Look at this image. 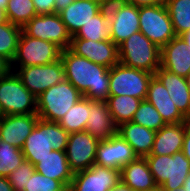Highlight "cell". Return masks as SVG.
<instances>
[{
  "mask_svg": "<svg viewBox=\"0 0 190 191\" xmlns=\"http://www.w3.org/2000/svg\"><path fill=\"white\" fill-rule=\"evenodd\" d=\"M89 118L85 130L99 141L117 134L118 126L112 119L106 101L89 99Z\"/></svg>",
  "mask_w": 190,
  "mask_h": 191,
  "instance_id": "19",
  "label": "cell"
},
{
  "mask_svg": "<svg viewBox=\"0 0 190 191\" xmlns=\"http://www.w3.org/2000/svg\"><path fill=\"white\" fill-rule=\"evenodd\" d=\"M119 63L154 74L160 67L161 49L138 31L119 46Z\"/></svg>",
  "mask_w": 190,
  "mask_h": 191,
  "instance_id": "3",
  "label": "cell"
},
{
  "mask_svg": "<svg viewBox=\"0 0 190 191\" xmlns=\"http://www.w3.org/2000/svg\"><path fill=\"white\" fill-rule=\"evenodd\" d=\"M137 158L128 142L116 134L110 139L99 141L94 164L120 171L124 165Z\"/></svg>",
  "mask_w": 190,
  "mask_h": 191,
  "instance_id": "16",
  "label": "cell"
},
{
  "mask_svg": "<svg viewBox=\"0 0 190 191\" xmlns=\"http://www.w3.org/2000/svg\"><path fill=\"white\" fill-rule=\"evenodd\" d=\"M124 1L137 7L166 4V0H124Z\"/></svg>",
  "mask_w": 190,
  "mask_h": 191,
  "instance_id": "38",
  "label": "cell"
},
{
  "mask_svg": "<svg viewBox=\"0 0 190 191\" xmlns=\"http://www.w3.org/2000/svg\"><path fill=\"white\" fill-rule=\"evenodd\" d=\"M62 49L56 44L33 38L23 31L20 34L17 51L10 64V70L14 71V64L17 67H28L35 65H47L61 59Z\"/></svg>",
  "mask_w": 190,
  "mask_h": 191,
  "instance_id": "7",
  "label": "cell"
},
{
  "mask_svg": "<svg viewBox=\"0 0 190 191\" xmlns=\"http://www.w3.org/2000/svg\"><path fill=\"white\" fill-rule=\"evenodd\" d=\"M170 97L167 88L153 76L148 85L146 100L156 108L166 124L187 122Z\"/></svg>",
  "mask_w": 190,
  "mask_h": 191,
  "instance_id": "20",
  "label": "cell"
},
{
  "mask_svg": "<svg viewBox=\"0 0 190 191\" xmlns=\"http://www.w3.org/2000/svg\"><path fill=\"white\" fill-rule=\"evenodd\" d=\"M111 40L119 46L139 29V7L124 0H114L108 7Z\"/></svg>",
  "mask_w": 190,
  "mask_h": 191,
  "instance_id": "12",
  "label": "cell"
},
{
  "mask_svg": "<svg viewBox=\"0 0 190 191\" xmlns=\"http://www.w3.org/2000/svg\"><path fill=\"white\" fill-rule=\"evenodd\" d=\"M183 38L187 46H190V29L180 35Z\"/></svg>",
  "mask_w": 190,
  "mask_h": 191,
  "instance_id": "46",
  "label": "cell"
},
{
  "mask_svg": "<svg viewBox=\"0 0 190 191\" xmlns=\"http://www.w3.org/2000/svg\"><path fill=\"white\" fill-rule=\"evenodd\" d=\"M186 79V82H187V86H188V89L190 91V72L188 73V75L185 77Z\"/></svg>",
  "mask_w": 190,
  "mask_h": 191,
  "instance_id": "49",
  "label": "cell"
},
{
  "mask_svg": "<svg viewBox=\"0 0 190 191\" xmlns=\"http://www.w3.org/2000/svg\"><path fill=\"white\" fill-rule=\"evenodd\" d=\"M154 76L167 88L180 113L190 120V91L186 79L161 67L156 70Z\"/></svg>",
  "mask_w": 190,
  "mask_h": 191,
  "instance_id": "21",
  "label": "cell"
},
{
  "mask_svg": "<svg viewBox=\"0 0 190 191\" xmlns=\"http://www.w3.org/2000/svg\"><path fill=\"white\" fill-rule=\"evenodd\" d=\"M10 70V64L0 56V77Z\"/></svg>",
  "mask_w": 190,
  "mask_h": 191,
  "instance_id": "42",
  "label": "cell"
},
{
  "mask_svg": "<svg viewBox=\"0 0 190 191\" xmlns=\"http://www.w3.org/2000/svg\"><path fill=\"white\" fill-rule=\"evenodd\" d=\"M139 29L160 49L176 36L165 4L139 7Z\"/></svg>",
  "mask_w": 190,
  "mask_h": 191,
  "instance_id": "9",
  "label": "cell"
},
{
  "mask_svg": "<svg viewBox=\"0 0 190 191\" xmlns=\"http://www.w3.org/2000/svg\"><path fill=\"white\" fill-rule=\"evenodd\" d=\"M176 36L190 29V0H166Z\"/></svg>",
  "mask_w": 190,
  "mask_h": 191,
  "instance_id": "30",
  "label": "cell"
},
{
  "mask_svg": "<svg viewBox=\"0 0 190 191\" xmlns=\"http://www.w3.org/2000/svg\"><path fill=\"white\" fill-rule=\"evenodd\" d=\"M66 187L59 181L43 176L37 171L30 177L25 191H64Z\"/></svg>",
  "mask_w": 190,
  "mask_h": 191,
  "instance_id": "36",
  "label": "cell"
},
{
  "mask_svg": "<svg viewBox=\"0 0 190 191\" xmlns=\"http://www.w3.org/2000/svg\"><path fill=\"white\" fill-rule=\"evenodd\" d=\"M72 38L92 41L111 40V26L108 20L107 7H104L98 14L93 16Z\"/></svg>",
  "mask_w": 190,
  "mask_h": 191,
  "instance_id": "27",
  "label": "cell"
},
{
  "mask_svg": "<svg viewBox=\"0 0 190 191\" xmlns=\"http://www.w3.org/2000/svg\"><path fill=\"white\" fill-rule=\"evenodd\" d=\"M161 191H172V190H169V189H161ZM174 191V190H173ZM175 191H178V189H176Z\"/></svg>",
  "mask_w": 190,
  "mask_h": 191,
  "instance_id": "51",
  "label": "cell"
},
{
  "mask_svg": "<svg viewBox=\"0 0 190 191\" xmlns=\"http://www.w3.org/2000/svg\"><path fill=\"white\" fill-rule=\"evenodd\" d=\"M121 181L120 171L93 164L74 173L69 191H110Z\"/></svg>",
  "mask_w": 190,
  "mask_h": 191,
  "instance_id": "14",
  "label": "cell"
},
{
  "mask_svg": "<svg viewBox=\"0 0 190 191\" xmlns=\"http://www.w3.org/2000/svg\"><path fill=\"white\" fill-rule=\"evenodd\" d=\"M133 123L142 125L155 132L166 125L156 108L146 99L142 100L132 119Z\"/></svg>",
  "mask_w": 190,
  "mask_h": 191,
  "instance_id": "33",
  "label": "cell"
},
{
  "mask_svg": "<svg viewBox=\"0 0 190 191\" xmlns=\"http://www.w3.org/2000/svg\"><path fill=\"white\" fill-rule=\"evenodd\" d=\"M82 97L73 84L63 79L37 97V115L40 119L58 122Z\"/></svg>",
  "mask_w": 190,
  "mask_h": 191,
  "instance_id": "6",
  "label": "cell"
},
{
  "mask_svg": "<svg viewBox=\"0 0 190 191\" xmlns=\"http://www.w3.org/2000/svg\"><path fill=\"white\" fill-rule=\"evenodd\" d=\"M8 22L7 14L5 9L0 8V24H4Z\"/></svg>",
  "mask_w": 190,
  "mask_h": 191,
  "instance_id": "45",
  "label": "cell"
},
{
  "mask_svg": "<svg viewBox=\"0 0 190 191\" xmlns=\"http://www.w3.org/2000/svg\"><path fill=\"white\" fill-rule=\"evenodd\" d=\"M32 2L37 15L55 13V0H32Z\"/></svg>",
  "mask_w": 190,
  "mask_h": 191,
  "instance_id": "37",
  "label": "cell"
},
{
  "mask_svg": "<svg viewBox=\"0 0 190 191\" xmlns=\"http://www.w3.org/2000/svg\"><path fill=\"white\" fill-rule=\"evenodd\" d=\"M149 191H161V189H160V187H157V188H155L153 190H149Z\"/></svg>",
  "mask_w": 190,
  "mask_h": 191,
  "instance_id": "50",
  "label": "cell"
},
{
  "mask_svg": "<svg viewBox=\"0 0 190 191\" xmlns=\"http://www.w3.org/2000/svg\"><path fill=\"white\" fill-rule=\"evenodd\" d=\"M5 11L8 21L21 28L37 15L32 0H8Z\"/></svg>",
  "mask_w": 190,
  "mask_h": 191,
  "instance_id": "32",
  "label": "cell"
},
{
  "mask_svg": "<svg viewBox=\"0 0 190 191\" xmlns=\"http://www.w3.org/2000/svg\"><path fill=\"white\" fill-rule=\"evenodd\" d=\"M34 172V165L25 159L7 178L14 191H25L27 182Z\"/></svg>",
  "mask_w": 190,
  "mask_h": 191,
  "instance_id": "35",
  "label": "cell"
},
{
  "mask_svg": "<svg viewBox=\"0 0 190 191\" xmlns=\"http://www.w3.org/2000/svg\"><path fill=\"white\" fill-rule=\"evenodd\" d=\"M110 191H134L131 187L123 184L121 181Z\"/></svg>",
  "mask_w": 190,
  "mask_h": 191,
  "instance_id": "43",
  "label": "cell"
},
{
  "mask_svg": "<svg viewBox=\"0 0 190 191\" xmlns=\"http://www.w3.org/2000/svg\"><path fill=\"white\" fill-rule=\"evenodd\" d=\"M37 113V98L23 85L15 70L0 77V116Z\"/></svg>",
  "mask_w": 190,
  "mask_h": 191,
  "instance_id": "4",
  "label": "cell"
},
{
  "mask_svg": "<svg viewBox=\"0 0 190 191\" xmlns=\"http://www.w3.org/2000/svg\"><path fill=\"white\" fill-rule=\"evenodd\" d=\"M8 0H0V8L5 9L7 7Z\"/></svg>",
  "mask_w": 190,
  "mask_h": 191,
  "instance_id": "48",
  "label": "cell"
},
{
  "mask_svg": "<svg viewBox=\"0 0 190 191\" xmlns=\"http://www.w3.org/2000/svg\"><path fill=\"white\" fill-rule=\"evenodd\" d=\"M0 191H14L7 177L0 176Z\"/></svg>",
  "mask_w": 190,
  "mask_h": 191,
  "instance_id": "41",
  "label": "cell"
},
{
  "mask_svg": "<svg viewBox=\"0 0 190 191\" xmlns=\"http://www.w3.org/2000/svg\"><path fill=\"white\" fill-rule=\"evenodd\" d=\"M89 99L80 98L58 121L59 125L69 134L84 131L89 118Z\"/></svg>",
  "mask_w": 190,
  "mask_h": 191,
  "instance_id": "29",
  "label": "cell"
},
{
  "mask_svg": "<svg viewBox=\"0 0 190 191\" xmlns=\"http://www.w3.org/2000/svg\"><path fill=\"white\" fill-rule=\"evenodd\" d=\"M61 60L67 79L90 100L106 101L109 97V68L96 64L73 53L69 48L62 50Z\"/></svg>",
  "mask_w": 190,
  "mask_h": 191,
  "instance_id": "1",
  "label": "cell"
},
{
  "mask_svg": "<svg viewBox=\"0 0 190 191\" xmlns=\"http://www.w3.org/2000/svg\"><path fill=\"white\" fill-rule=\"evenodd\" d=\"M98 144L99 140L86 130L69 134L65 152L74 173L86 170L95 163Z\"/></svg>",
  "mask_w": 190,
  "mask_h": 191,
  "instance_id": "13",
  "label": "cell"
},
{
  "mask_svg": "<svg viewBox=\"0 0 190 191\" xmlns=\"http://www.w3.org/2000/svg\"><path fill=\"white\" fill-rule=\"evenodd\" d=\"M68 137L69 133L58 122L39 118L22 147V153L25 159L35 165L53 150L65 151Z\"/></svg>",
  "mask_w": 190,
  "mask_h": 191,
  "instance_id": "2",
  "label": "cell"
},
{
  "mask_svg": "<svg viewBox=\"0 0 190 191\" xmlns=\"http://www.w3.org/2000/svg\"><path fill=\"white\" fill-rule=\"evenodd\" d=\"M160 67L186 77L190 72V46L180 36H175L161 48Z\"/></svg>",
  "mask_w": 190,
  "mask_h": 191,
  "instance_id": "18",
  "label": "cell"
},
{
  "mask_svg": "<svg viewBox=\"0 0 190 191\" xmlns=\"http://www.w3.org/2000/svg\"><path fill=\"white\" fill-rule=\"evenodd\" d=\"M178 191H190V172L183 184V187L178 188Z\"/></svg>",
  "mask_w": 190,
  "mask_h": 191,
  "instance_id": "44",
  "label": "cell"
},
{
  "mask_svg": "<svg viewBox=\"0 0 190 191\" xmlns=\"http://www.w3.org/2000/svg\"><path fill=\"white\" fill-rule=\"evenodd\" d=\"M182 152L190 160V120H187L186 122V132Z\"/></svg>",
  "mask_w": 190,
  "mask_h": 191,
  "instance_id": "39",
  "label": "cell"
},
{
  "mask_svg": "<svg viewBox=\"0 0 190 191\" xmlns=\"http://www.w3.org/2000/svg\"><path fill=\"white\" fill-rule=\"evenodd\" d=\"M22 31L33 38L52 42L62 50L70 47L72 36L59 14L35 15Z\"/></svg>",
  "mask_w": 190,
  "mask_h": 191,
  "instance_id": "10",
  "label": "cell"
},
{
  "mask_svg": "<svg viewBox=\"0 0 190 191\" xmlns=\"http://www.w3.org/2000/svg\"><path fill=\"white\" fill-rule=\"evenodd\" d=\"M186 122L166 124L156 132L150 155H173L182 151Z\"/></svg>",
  "mask_w": 190,
  "mask_h": 191,
  "instance_id": "23",
  "label": "cell"
},
{
  "mask_svg": "<svg viewBox=\"0 0 190 191\" xmlns=\"http://www.w3.org/2000/svg\"><path fill=\"white\" fill-rule=\"evenodd\" d=\"M25 160L22 149L0 140V176L8 177Z\"/></svg>",
  "mask_w": 190,
  "mask_h": 191,
  "instance_id": "34",
  "label": "cell"
},
{
  "mask_svg": "<svg viewBox=\"0 0 190 191\" xmlns=\"http://www.w3.org/2000/svg\"><path fill=\"white\" fill-rule=\"evenodd\" d=\"M38 119L37 113L0 116V140L22 149Z\"/></svg>",
  "mask_w": 190,
  "mask_h": 191,
  "instance_id": "17",
  "label": "cell"
},
{
  "mask_svg": "<svg viewBox=\"0 0 190 191\" xmlns=\"http://www.w3.org/2000/svg\"><path fill=\"white\" fill-rule=\"evenodd\" d=\"M145 158L160 189L175 191L183 187L190 172V160L182 151L173 155H148Z\"/></svg>",
  "mask_w": 190,
  "mask_h": 191,
  "instance_id": "5",
  "label": "cell"
},
{
  "mask_svg": "<svg viewBox=\"0 0 190 191\" xmlns=\"http://www.w3.org/2000/svg\"><path fill=\"white\" fill-rule=\"evenodd\" d=\"M104 7L90 0H74L59 15L66 25L68 32L74 36L93 16L98 14Z\"/></svg>",
  "mask_w": 190,
  "mask_h": 191,
  "instance_id": "22",
  "label": "cell"
},
{
  "mask_svg": "<svg viewBox=\"0 0 190 191\" xmlns=\"http://www.w3.org/2000/svg\"><path fill=\"white\" fill-rule=\"evenodd\" d=\"M34 167L35 171L43 176L59 180L66 188L69 187L74 176L65 151H51L47 156L39 159V162Z\"/></svg>",
  "mask_w": 190,
  "mask_h": 191,
  "instance_id": "26",
  "label": "cell"
},
{
  "mask_svg": "<svg viewBox=\"0 0 190 191\" xmlns=\"http://www.w3.org/2000/svg\"><path fill=\"white\" fill-rule=\"evenodd\" d=\"M97 2L98 4L102 5L103 7H108L114 0H90Z\"/></svg>",
  "mask_w": 190,
  "mask_h": 191,
  "instance_id": "47",
  "label": "cell"
},
{
  "mask_svg": "<svg viewBox=\"0 0 190 191\" xmlns=\"http://www.w3.org/2000/svg\"><path fill=\"white\" fill-rule=\"evenodd\" d=\"M117 134L128 142L138 157L145 158L150 155L156 135L155 131L130 121L120 124Z\"/></svg>",
  "mask_w": 190,
  "mask_h": 191,
  "instance_id": "24",
  "label": "cell"
},
{
  "mask_svg": "<svg viewBox=\"0 0 190 191\" xmlns=\"http://www.w3.org/2000/svg\"><path fill=\"white\" fill-rule=\"evenodd\" d=\"M154 74L118 63L109 69V95H129L146 99Z\"/></svg>",
  "mask_w": 190,
  "mask_h": 191,
  "instance_id": "8",
  "label": "cell"
},
{
  "mask_svg": "<svg viewBox=\"0 0 190 191\" xmlns=\"http://www.w3.org/2000/svg\"><path fill=\"white\" fill-rule=\"evenodd\" d=\"M73 2L74 0H55V13L59 14Z\"/></svg>",
  "mask_w": 190,
  "mask_h": 191,
  "instance_id": "40",
  "label": "cell"
},
{
  "mask_svg": "<svg viewBox=\"0 0 190 191\" xmlns=\"http://www.w3.org/2000/svg\"><path fill=\"white\" fill-rule=\"evenodd\" d=\"M22 28L11 22L0 24V56L9 64L13 61Z\"/></svg>",
  "mask_w": 190,
  "mask_h": 191,
  "instance_id": "31",
  "label": "cell"
},
{
  "mask_svg": "<svg viewBox=\"0 0 190 191\" xmlns=\"http://www.w3.org/2000/svg\"><path fill=\"white\" fill-rule=\"evenodd\" d=\"M69 49L76 55L109 69L119 63V49L112 40L72 38Z\"/></svg>",
  "mask_w": 190,
  "mask_h": 191,
  "instance_id": "15",
  "label": "cell"
},
{
  "mask_svg": "<svg viewBox=\"0 0 190 191\" xmlns=\"http://www.w3.org/2000/svg\"><path fill=\"white\" fill-rule=\"evenodd\" d=\"M141 101L142 99L129 95H109L106 100L112 119L117 126L132 121Z\"/></svg>",
  "mask_w": 190,
  "mask_h": 191,
  "instance_id": "28",
  "label": "cell"
},
{
  "mask_svg": "<svg viewBox=\"0 0 190 191\" xmlns=\"http://www.w3.org/2000/svg\"><path fill=\"white\" fill-rule=\"evenodd\" d=\"M121 182L134 191H149L157 188L146 158L138 157L136 160L124 165L120 170Z\"/></svg>",
  "mask_w": 190,
  "mask_h": 191,
  "instance_id": "25",
  "label": "cell"
},
{
  "mask_svg": "<svg viewBox=\"0 0 190 191\" xmlns=\"http://www.w3.org/2000/svg\"><path fill=\"white\" fill-rule=\"evenodd\" d=\"M23 85L37 98L48 88L65 79L64 66L59 59L47 65L18 67L15 72Z\"/></svg>",
  "mask_w": 190,
  "mask_h": 191,
  "instance_id": "11",
  "label": "cell"
}]
</instances>
